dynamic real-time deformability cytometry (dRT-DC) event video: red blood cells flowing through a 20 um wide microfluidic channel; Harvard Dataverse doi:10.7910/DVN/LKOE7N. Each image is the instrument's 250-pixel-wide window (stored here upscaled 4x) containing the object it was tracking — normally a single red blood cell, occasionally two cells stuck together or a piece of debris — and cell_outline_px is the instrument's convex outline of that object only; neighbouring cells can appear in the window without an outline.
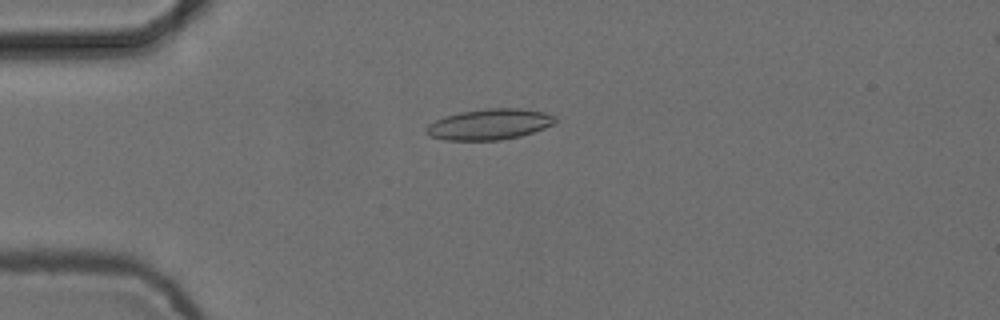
{"species": "common noctule bat (a hibernating species)", "species_latin": "Nyctalus noctula", "temperature_condition": "cold", "stored_images_in_passage": 9, "camera_frame_rate_fps": 3000, "um_per_image_px": 0.085, "animal": {"sex": "female", "body_mass_g": 24.6, "forearm_length_mm": 56.2}, "frame": {"image": 1, "passage_image": 4, "time_ms": 1.0, "image_size_px": [1000, 320], "cell_outline_px": [[556, 124], [520, 136], [500, 140], [448, 140], [428, 136], [424, 132], [424, 128], [428, 124], [444, 116], [460, 112], [488, 108], [520, 108], [544, 112], [556, 116]], "centroid_in_image_um": [41.59, 10.56], "position_along_channel_um": 43.4, "area_um2": 23.29}}
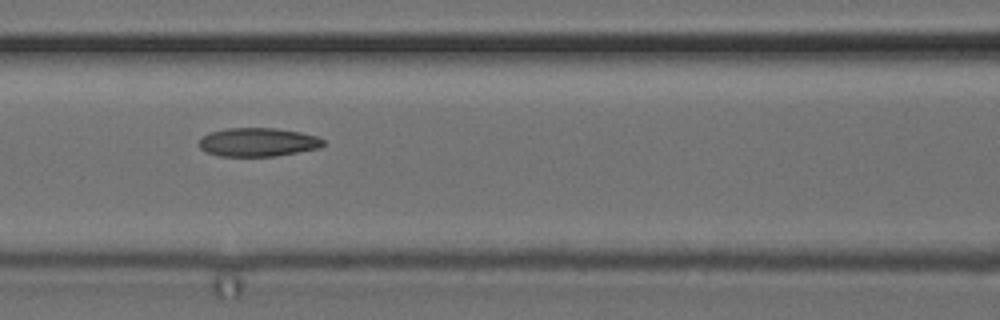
{"frame": {"image": 2, "passage_image": 7, "time_ms": 2.0, "image_size_px": [1000, 320], "cell_outline_px": [[324, 144], [320, 148], [276, 156], [220, 156], [204, 152], [200, 148], [200, 140], [208, 132], [224, 128], [276, 128], [300, 132], [316, 136], [324, 140]], "centroid_in_image_um": [21.91, 12.08], "position_along_channel_um": 144.7, "area_um2": 20.81}}
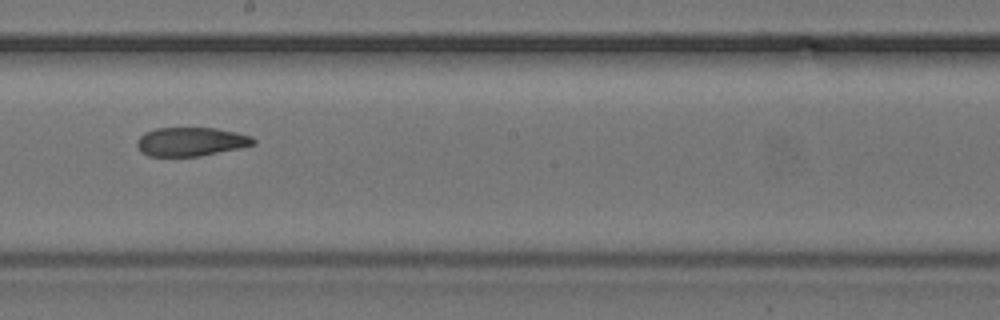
{"frame": {"image": 3, "passage_image": 9, "time_ms": 2.667, "image_size_px": [1000, 320], "cell_outline_px": [[256, 144], [240, 148], [200, 156], [148, 156], [140, 152], [136, 144], [136, 140], [144, 132], [156, 128], [216, 128], [236, 132], [252, 136], [256, 140]], "centroid_in_image_um": [16.22, 12.04], "position_along_channel_um": 232.0, "area_um2": 19.71}}